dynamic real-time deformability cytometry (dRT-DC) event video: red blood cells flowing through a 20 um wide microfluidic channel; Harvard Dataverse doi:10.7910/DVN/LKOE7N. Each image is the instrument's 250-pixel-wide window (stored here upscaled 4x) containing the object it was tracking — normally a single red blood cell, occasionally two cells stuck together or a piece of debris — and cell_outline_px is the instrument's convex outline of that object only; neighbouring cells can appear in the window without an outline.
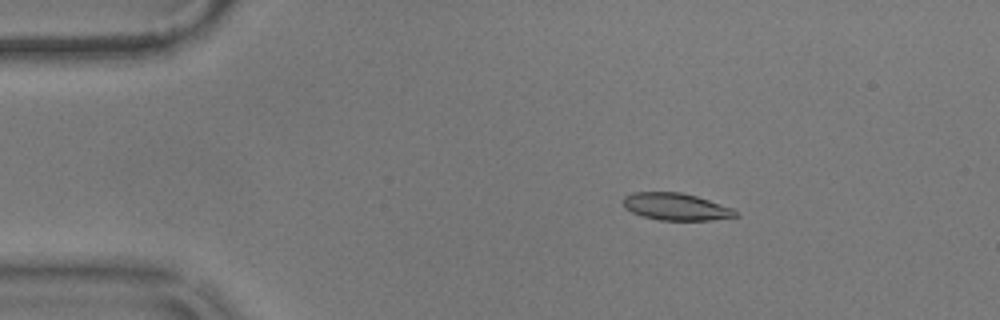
{"species": "common noctule bat (a hibernating species)", "species_latin": "Nyctalus noctula", "temperature_condition": "warm", "stored_images_in_passage": 57, "camera_frame_rate_fps": 3000, "um_per_image_px": 0.085, "animal": {"sex": "male", "body_mass_g": 17.9}, "frame": {"image": 1, "passage_image": 10, "time_ms": 3.0, "image_size_px": [1000, 320], "cell_outline_px": [[740, 216], [712, 220], [660, 220], [644, 216], [632, 212], [624, 208], [624, 196], [632, 192], [680, 192], [696, 196], [732, 208]], "centroid_in_image_um": [57.45, 17.57], "position_along_channel_um": 27.6, "area_um2": 17.63}}
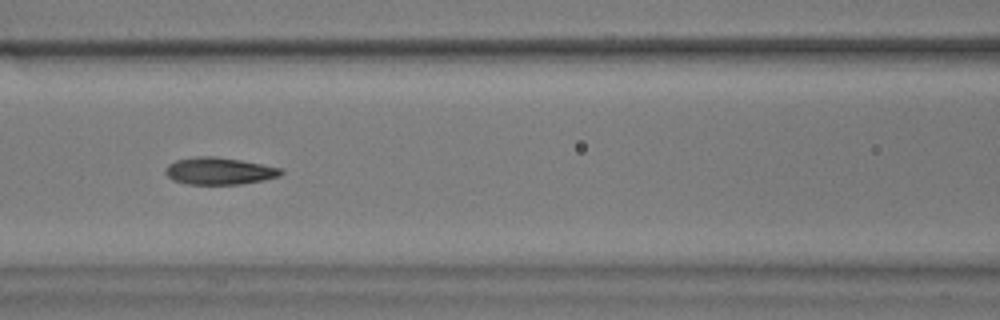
{"frame": {"image": 2, "passage_image": 25, "time_ms": 8.0, "image_size_px": [1000, 320], "cell_outline_px": [[284, 172], [280, 176], [264, 180], [240, 184], [188, 184], [172, 180], [164, 172], [164, 168], [168, 164], [176, 160], [196, 156], [216, 156], [240, 160], [280, 168]], "centroid_in_image_um": [18.6, 14.53], "position_along_channel_um": 148.0, "area_um2": 18.26}}
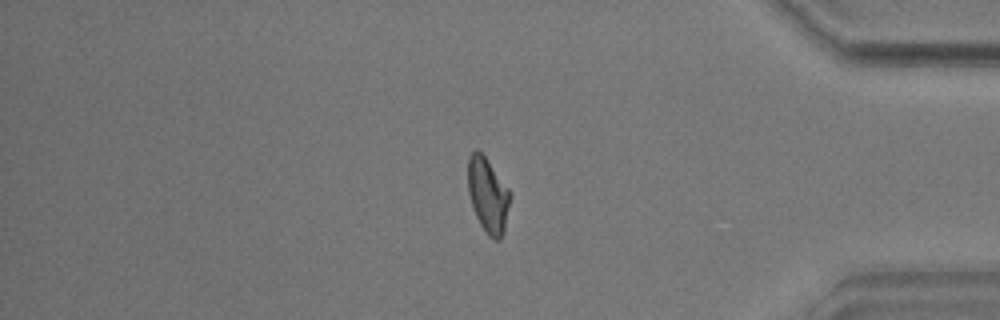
{"frame": {"image": 3, "passage_image": 48, "time_ms": 15.667, "image_size_px": [1000, 320], "cell_outline_px": [[512, 196], [504, 232], [500, 240], [492, 240], [488, 236], [480, 224], [472, 208], [468, 192], [468, 156], [476, 148], [484, 156], [512, 192]], "centroid_in_image_um": [41.49, 16.62], "position_along_channel_um": 393.7, "area_um2": 18.73}, "authors_computed_cell_mechanics": {"area_um2": 18.3226, "velocity_mm_per_s": 3.5658, "shape_relaxation_time_tau1_ms": 8.029, "shape_relaxation_time_tau2_ms": 1.7901, "deformation_change_tau1": 0.2158, "deformation_change_tau2": 0.0871}}